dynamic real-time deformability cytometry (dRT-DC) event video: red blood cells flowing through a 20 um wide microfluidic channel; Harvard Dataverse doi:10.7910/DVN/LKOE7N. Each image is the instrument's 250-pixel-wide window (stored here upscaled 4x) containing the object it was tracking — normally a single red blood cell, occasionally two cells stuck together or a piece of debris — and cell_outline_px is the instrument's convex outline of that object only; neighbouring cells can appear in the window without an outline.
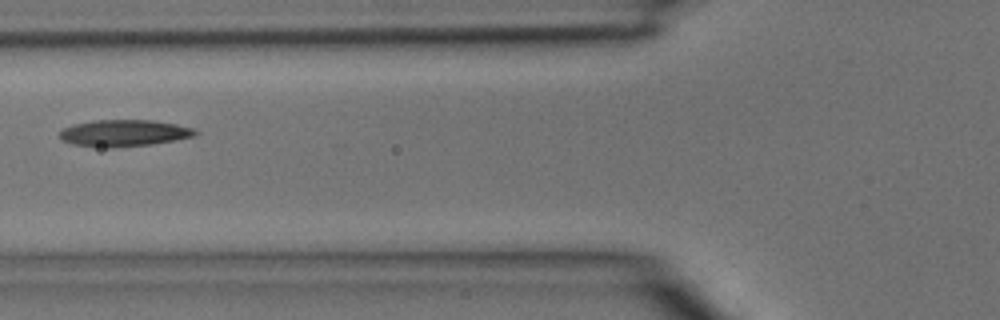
{"species": "common noctule bat (a hibernating species)", "species_latin": "Nyctalus noctula", "temperature_condition": "room temperature", "stored_images_in_passage": 6, "camera_frame_rate_fps": 3000, "um_per_image_px": 0.085, "animal": {"sex": "male", "body_mass_g": 15.6}, "frame": {"image": 1, "passage_image": 6, "time_ms": 1.667, "image_size_px": [1000, 320], "cell_outline_px": [[200, 132], [192, 136], [172, 140], [148, 144], [112, 148], [108, 148], [72, 144], [60, 140], [60, 132], [64, 128], [76, 124], [92, 120], [152, 120], [176, 124], [192, 128]], "centroid_in_image_um": [10.5, 11.31], "position_along_channel_um": 115.3, "area_um2": 20.81}}